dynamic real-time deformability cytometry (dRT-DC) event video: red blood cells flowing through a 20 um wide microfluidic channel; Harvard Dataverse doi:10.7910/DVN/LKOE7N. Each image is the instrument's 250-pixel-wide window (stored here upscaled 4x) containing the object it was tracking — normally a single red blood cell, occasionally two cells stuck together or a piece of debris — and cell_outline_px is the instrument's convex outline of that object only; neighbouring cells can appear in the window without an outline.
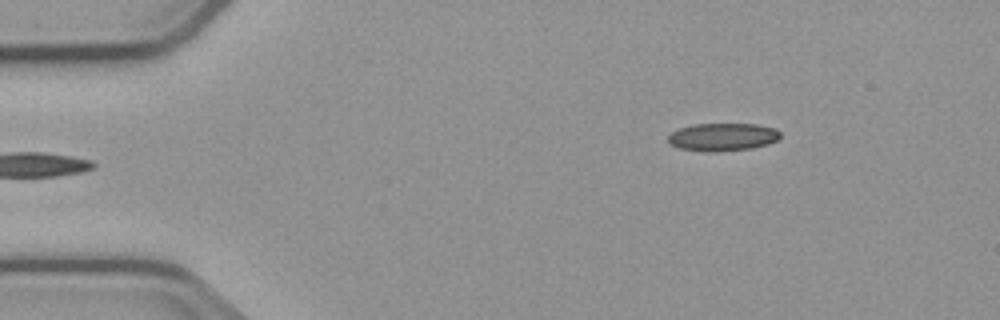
{"species": "common noctule bat (a hibernating species)", "species_latin": "Nyctalus noctula", "temperature_condition": "cold", "stored_images_in_passage": 6, "camera_frame_rate_fps": 3000, "um_per_image_px": 0.085, "animal": {"sex": "male", "body_mass_g": 23.1, "forearm_length_mm": 52.7}, "frame": {"image": 1, "passage_image": 6, "time_ms": 5.667, "image_size_px": [1000, 320], "cell_outline_px": [[780, 136], [776, 140], [768, 144], [752, 148], [704, 152], [680, 148], [668, 144], [668, 136], [672, 132], [680, 128], [692, 124], [756, 124], [776, 128], [780, 132]], "centroid_in_image_um": [61.41, 11.64], "position_along_channel_um": 23.6, "area_um2": 18.15}}